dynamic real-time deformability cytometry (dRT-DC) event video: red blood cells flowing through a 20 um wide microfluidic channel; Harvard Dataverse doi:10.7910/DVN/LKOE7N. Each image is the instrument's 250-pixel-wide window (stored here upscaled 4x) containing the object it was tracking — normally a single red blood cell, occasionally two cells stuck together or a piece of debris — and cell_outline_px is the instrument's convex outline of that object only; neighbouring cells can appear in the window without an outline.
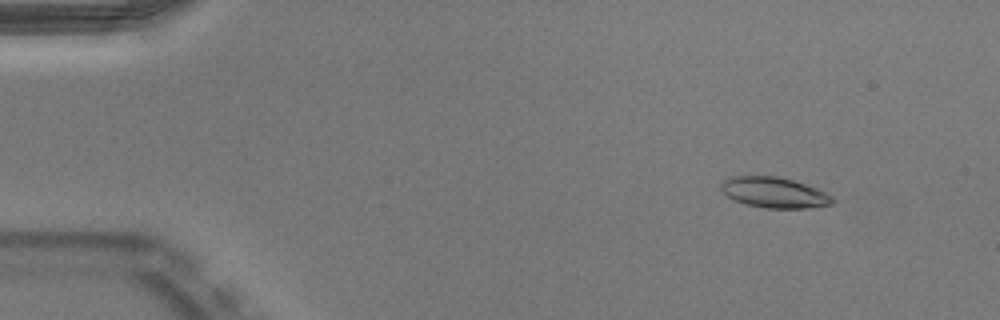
{"species": "Egyptian fruit bat (a non-hibernating species)", "species_latin": "Rousettus aegyptiacus", "temperature_condition": "warm", "stored_images_in_passage": 9, "camera_frame_rate_fps": 3000, "um_per_image_px": 0.085, "animal": {"sex": "male"}, "frame": {"image": 1, "passage_image": 6, "time_ms": 1.667, "image_size_px": [1000, 320], "cell_outline_px": [[836, 200], [832, 204], [808, 208], [768, 208], [744, 204], [728, 196], [720, 188], [720, 184], [724, 180], [732, 176], [776, 176], [792, 180], [816, 188], [832, 196]], "centroid_in_image_um": [65.81, 16.37], "position_along_channel_um": 19.2, "area_um2": 19.71}}